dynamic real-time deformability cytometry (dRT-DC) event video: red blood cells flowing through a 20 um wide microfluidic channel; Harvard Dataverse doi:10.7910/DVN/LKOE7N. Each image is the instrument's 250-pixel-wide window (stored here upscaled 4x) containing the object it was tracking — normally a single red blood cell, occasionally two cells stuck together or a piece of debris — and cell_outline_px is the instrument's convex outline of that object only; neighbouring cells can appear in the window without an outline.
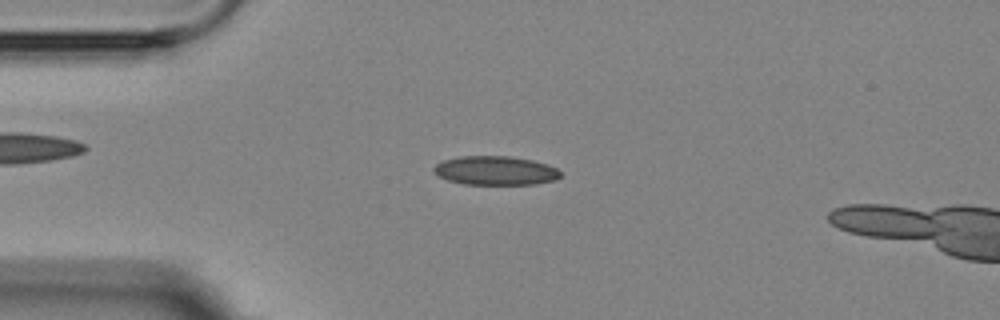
{"species": "Egyptian fruit bat (a non-hibernating species)", "species_latin": "Rousettus aegyptiacus", "temperature_condition": "room temperature", "stored_images_in_passage": 11, "camera_frame_rate_fps": 3000, "um_per_image_px": 0.085, "animal": {"sex": "female"}, "frame": {"image": 1, "passage_image": 2, "time_ms": 1.333, "image_size_px": [1000, 320], "cell_outline_px": [[560, 176], [552, 180], [536, 184], [464, 184], [448, 180], [440, 176], [432, 168], [440, 160], [460, 156], [508, 156], [532, 160], [548, 164], [556, 168], [560, 172]], "centroid_in_image_um": [42.08, 14.49], "position_along_channel_um": 42.9, "area_um2": 21.27}}
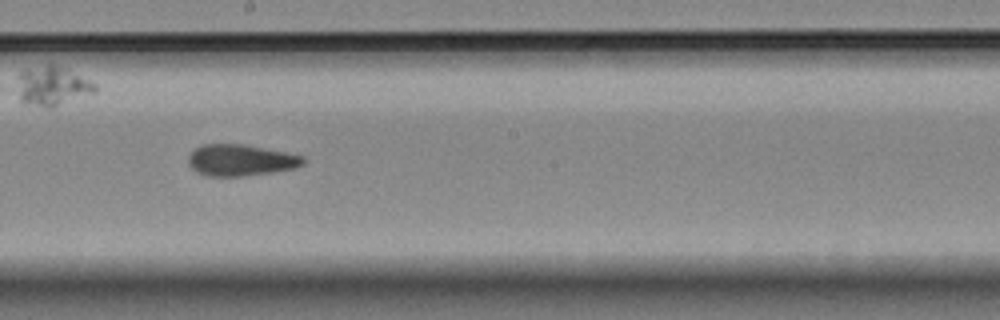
{"frame": {"image": 2, "passage_image": 7, "time_ms": 7.0, "image_size_px": [1000, 320], "cell_outline_px": [[304, 164], [296, 168], [272, 172], [240, 176], [208, 176], [196, 172], [188, 164], [188, 156], [196, 148], [204, 144], [244, 144], [304, 156]], "centroid_in_image_um": [20.45, 13.62], "position_along_channel_um": 227.8, "area_um2": 20.92}}
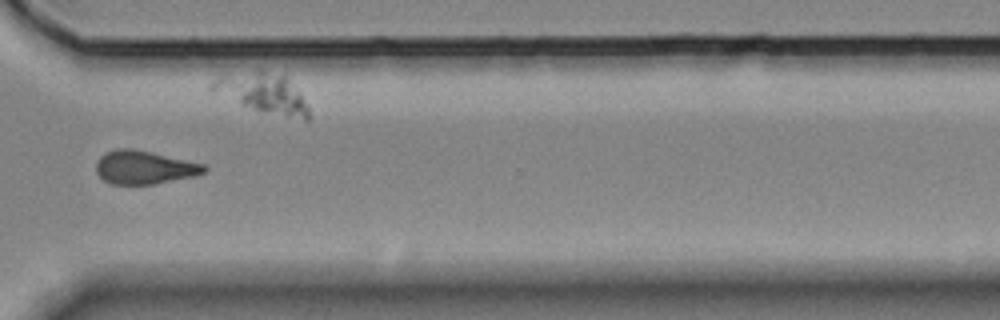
{"frame": {"image": 3, "passage_image": 10, "time_ms": 10.667, "image_size_px": [1000, 320], "cell_outline_px": [[208, 168], [204, 172], [196, 176], [152, 184], [112, 184], [104, 180], [96, 172], [96, 164], [100, 156], [104, 152], [116, 148], [132, 148], [152, 152], [204, 164]], "centroid_in_image_um": [12.25, 14.21], "position_along_channel_um": 358.3, "area_um2": 21.04}, "authors_computed_cell_mechanics": {"area_um2": 21.2126, "velocity_mm_per_s": 3.5779, "shape_relaxation_time_tau1_ms": null, "shape_relaxation_time_tau2_ms": 2.356, "deformation_change_tau1": null, "deformation_change_tau2": 0.0815}}